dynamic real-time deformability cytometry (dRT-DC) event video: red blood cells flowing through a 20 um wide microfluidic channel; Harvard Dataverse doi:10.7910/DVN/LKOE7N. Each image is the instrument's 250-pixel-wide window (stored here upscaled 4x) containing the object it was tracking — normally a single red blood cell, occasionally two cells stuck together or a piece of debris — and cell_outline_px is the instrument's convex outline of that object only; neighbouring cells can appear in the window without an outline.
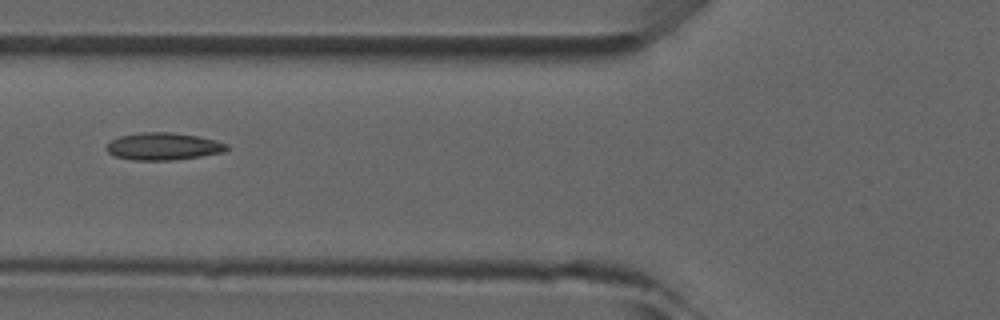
{"species": "common noctule bat (a hibernating species)", "species_latin": "Nyctalus noctula", "temperature_condition": "room temperature", "stored_images_in_passage": 7, "camera_frame_rate_fps": 3000, "um_per_image_px": 0.085, "animal": {"sex": "male", "forearm_length_mm": 52.5}, "frame": {"image": 1, "passage_image": 6, "time_ms": 6.0, "image_size_px": [1000, 320], "cell_outline_px": [[228, 148], [224, 152], [200, 156], [172, 160], [132, 160], [112, 156], [104, 148], [112, 140], [120, 136], [140, 132], [168, 132], [196, 136], [216, 140], [228, 144]], "centroid_in_image_um": [13.85, 12.45], "position_along_channel_um": 112.0, "area_um2": 19.13}}
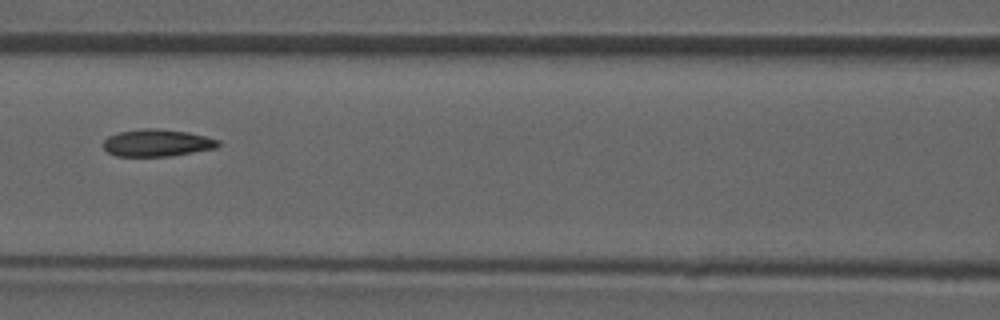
{"frame": {"image": 2, "passage_image": 7, "time_ms": 7.0, "image_size_px": [1000, 320], "cell_outline_px": [[220, 144], [216, 148], [172, 156], [116, 156], [108, 152], [104, 148], [104, 140], [108, 136], [120, 132], [144, 128], [156, 128], [188, 132], [220, 140]], "centroid_in_image_um": [13.36, 12.15], "position_along_channel_um": 153.2, "area_um2": 18.15}}